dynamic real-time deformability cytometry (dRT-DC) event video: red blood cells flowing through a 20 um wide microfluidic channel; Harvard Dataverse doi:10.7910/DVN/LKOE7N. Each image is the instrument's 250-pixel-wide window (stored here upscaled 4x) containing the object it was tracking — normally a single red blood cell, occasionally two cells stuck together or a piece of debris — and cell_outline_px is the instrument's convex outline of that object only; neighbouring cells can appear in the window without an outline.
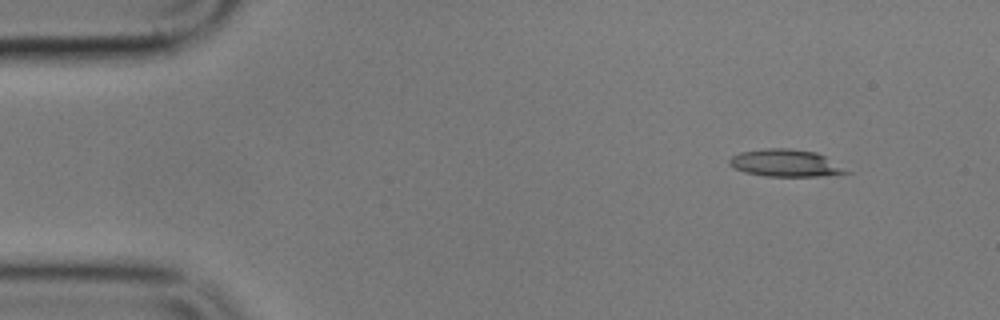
{"species": "common noctule bat (a hibernating species)", "species_latin": "Nyctalus noctula", "temperature_condition": "cold", "stored_images_in_passage": 4, "camera_frame_rate_fps": 3000, "um_per_image_px": 0.085, "animal": {"sex": "male", "body_mass_g": 17.9}, "frame": {"image": 1, "passage_image": 1, "time_ms": 0.0, "image_size_px": [1000, 320], "cell_outline_px": [[852, 172], [820, 176], [764, 176], [744, 172], [728, 164], [728, 160], [732, 156], [740, 152], [764, 148], [788, 148], [816, 152], [824, 156]], "centroid_in_image_um": [66.73, 13.86], "position_along_channel_um": 18.3, "area_um2": 18.44}}
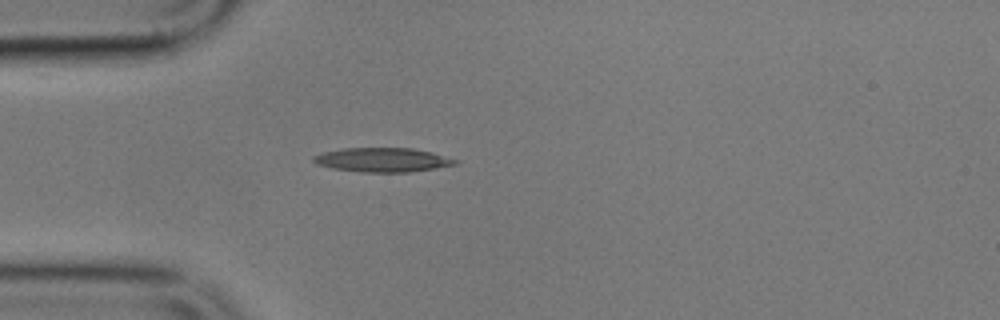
{"frame": {"image": 2, "passage_image": 4, "time_ms": 3.333, "image_size_px": [1000, 320], "cell_outline_px": [[460, 160], [456, 164], [436, 168], [408, 172], [360, 172], [332, 168], [316, 164], [312, 160], [312, 156], [324, 152], [344, 148], [412, 148], [432, 152]], "centroid_in_image_um": [32.52, 13.59], "position_along_channel_um": 52.5, "area_um2": 20.0}}